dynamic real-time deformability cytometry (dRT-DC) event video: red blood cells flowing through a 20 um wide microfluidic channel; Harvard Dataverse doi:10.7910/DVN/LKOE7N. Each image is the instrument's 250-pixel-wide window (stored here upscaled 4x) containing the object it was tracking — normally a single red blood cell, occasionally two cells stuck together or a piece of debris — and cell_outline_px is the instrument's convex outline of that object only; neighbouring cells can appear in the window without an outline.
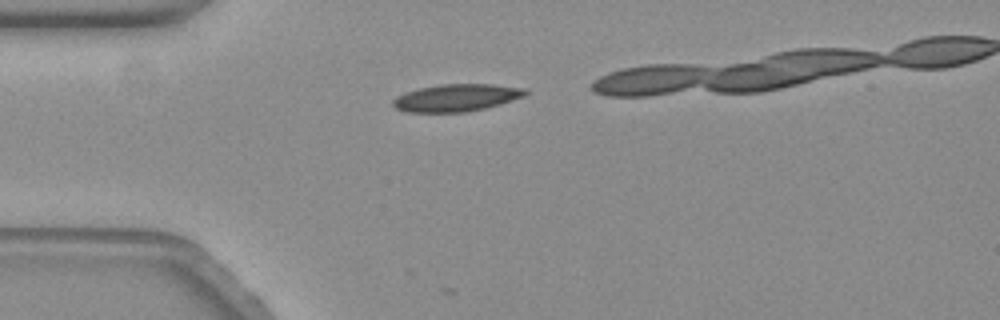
{"species": "common noctule bat (a hibernating species)", "species_latin": "Nyctalus noctula", "temperature_condition": "warm", "stored_images_in_passage": 15, "camera_frame_rate_fps": 3000, "um_per_image_px": 0.085, "animal": {"sex": "female", "body_mass_g": 19.3, "forearm_length_mm": 54.1}, "frame": {"image": 1, "passage_image": 1, "time_ms": 0.0, "image_size_px": [1000, 320], "cell_outline_px": [[528, 92], [524, 96], [500, 104], [468, 112], [404, 112], [396, 108], [392, 104], [392, 100], [396, 96], [420, 88], [440, 84], [492, 84], [528, 88]], "centroid_in_image_um": [38.81, 8.31], "position_along_channel_um": 46.2, "area_um2": 21.1}}
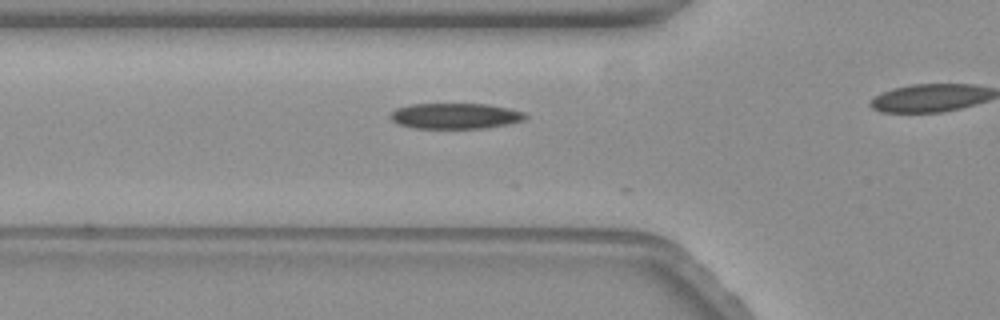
{"frame": {"image": 2, "passage_image": 6, "time_ms": 1.667, "image_size_px": [1000, 320], "cell_outline_px": [[528, 116], [524, 120], [508, 124], [484, 128], [412, 128], [396, 124], [388, 116], [396, 108], [412, 104], [488, 104], [508, 108], [524, 112]], "centroid_in_image_um": [38.68, 9.86], "position_along_channel_um": 87.1, "area_um2": 20.29}}
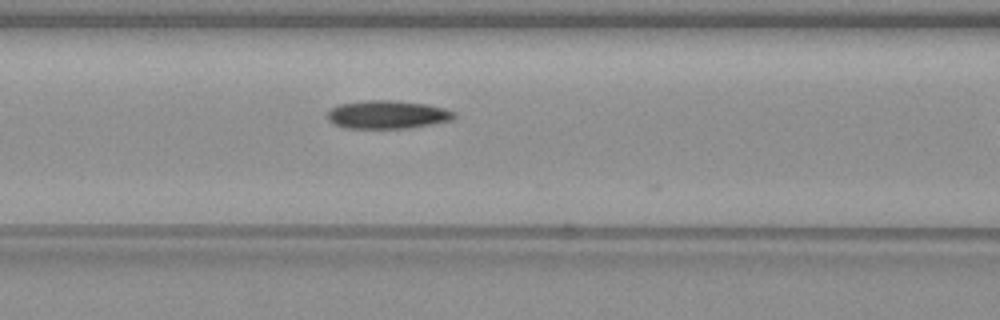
{"frame": {"image": 3, "passage_image": 10, "time_ms": 3.0, "image_size_px": [1000, 320], "cell_outline_px": [[456, 116], [452, 120], [432, 124], [408, 128], [344, 128], [332, 124], [328, 120], [328, 112], [332, 108], [340, 104], [364, 100], [388, 100], [428, 104], [444, 108], [456, 112]], "centroid_in_image_um": [32.93, 9.74], "position_along_channel_um": 133.7, "area_um2": 20.92}}